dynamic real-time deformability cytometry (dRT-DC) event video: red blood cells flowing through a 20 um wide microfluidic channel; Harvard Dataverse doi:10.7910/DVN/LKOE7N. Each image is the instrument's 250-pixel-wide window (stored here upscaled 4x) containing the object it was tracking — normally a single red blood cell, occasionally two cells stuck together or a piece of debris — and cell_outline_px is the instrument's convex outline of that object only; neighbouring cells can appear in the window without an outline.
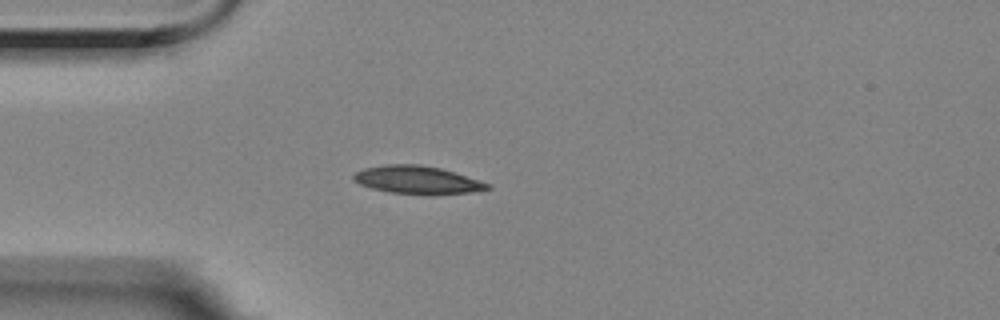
{"species": "Egyptian fruit bat (a non-hibernating species)", "species_latin": "Rousettus aegyptiacus", "temperature_condition": "room temperature", "stored_images_in_passage": 42, "camera_frame_rate_fps": 3000, "um_per_image_px": 0.085, "animal": {"sex": "female"}, "frame": {"image": 1, "passage_image": 1, "time_ms": 0.0, "image_size_px": [1000, 320], "cell_outline_px": [[492, 188], [468, 192], [392, 192], [372, 188], [360, 184], [352, 180], [352, 176], [356, 172], [364, 168], [388, 164], [420, 164], [440, 168], [492, 184]], "centroid_in_image_um": [35.42, 15.24], "position_along_channel_um": 49.6, "area_um2": 20.81}}
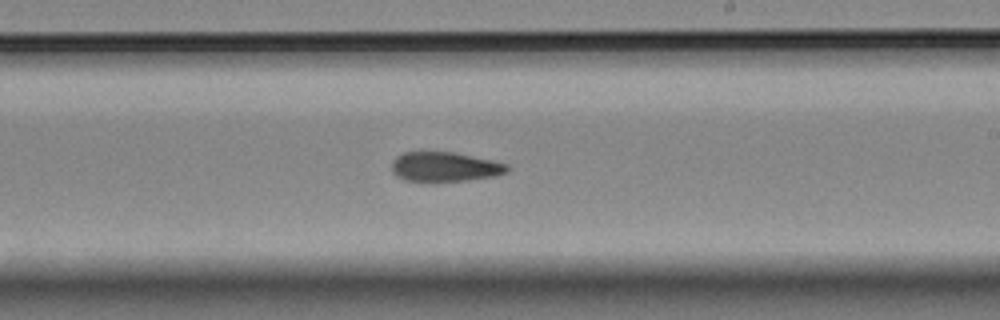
{"frame": {"image": 2, "passage_image": 19, "time_ms": 6.0, "image_size_px": [1000, 320], "cell_outline_px": [[508, 172], [496, 176], [468, 180], [404, 180], [396, 176], [392, 172], [392, 160], [396, 156], [404, 152], [456, 152], [492, 160], [508, 164]], "centroid_in_image_um": [37.82, 14.16], "position_along_channel_um": 251.2, "area_um2": 19.77}}
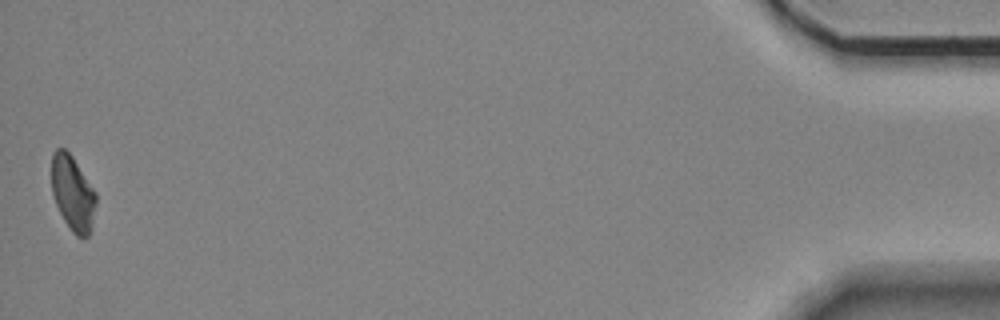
{"frame": {"image": 3, "passage_image": 42, "time_ms": 13.667, "image_size_px": [1000, 320], "cell_outline_px": [[96, 204], [92, 228], [88, 236], [76, 236], [72, 232], [64, 220], [56, 204], [52, 192], [52, 152], [56, 148], [64, 148], [72, 156], [96, 192]], "centroid_in_image_um": [6.19, 16.42], "position_along_channel_um": 429.0, "area_um2": 19.36}, "authors_computed_cell_mechanics": {"area_um2": 20.5479, "velocity_mm_per_s": 3.5325, "shape_relaxation_time_tau1_ms": 6.9849, "shape_relaxation_time_tau2_ms": 5.2148, "deformation_change_tau1": 0.1735, "deformation_change_tau2": 0.1126}}